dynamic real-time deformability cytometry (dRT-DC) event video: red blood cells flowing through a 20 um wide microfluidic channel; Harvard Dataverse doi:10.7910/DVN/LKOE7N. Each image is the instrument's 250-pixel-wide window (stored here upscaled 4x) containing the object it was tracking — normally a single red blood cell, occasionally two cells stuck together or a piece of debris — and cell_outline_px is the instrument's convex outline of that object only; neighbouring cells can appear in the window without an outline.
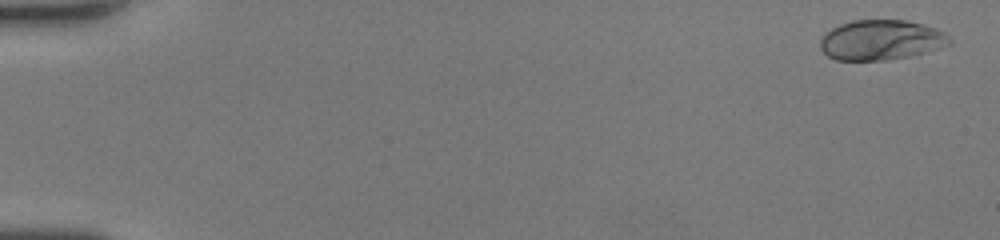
{"species": "human", "species_latin": "Homo sapiens", "temperature_condition": "room temperature", "stored_images_in_passage": 51, "camera_frame_rate_fps": 3000, "um_per_image_px": 0.085, "donor": {"sex": "female"}, "frame": {"image": 1, "passage_image": 2, "time_ms": 0.333, "image_size_px": [1000, 240], "cell_outline_px": [[952, 44], [924, 52], [908, 56], [888, 60], [836, 60], [828, 56], [820, 48], [820, 40], [824, 32], [840, 24], [852, 20], [904, 20], [936, 28], [944, 32], [952, 40]], "centroid_in_image_um": [74.87, 3.4], "position_along_channel_um": 10.1, "area_um2": 30.17}}
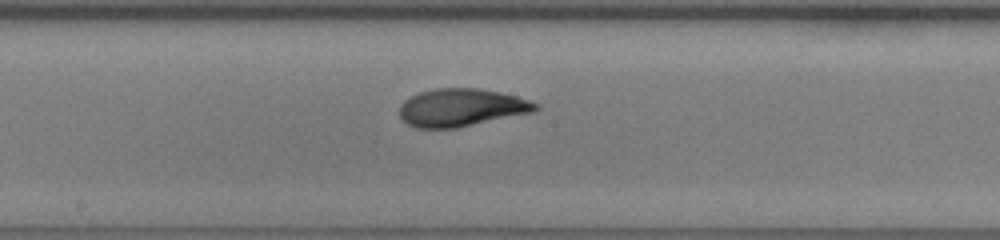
{"frame": {"image": 2, "passage_image": 29, "time_ms": 9.333, "image_size_px": [1000, 240], "cell_outline_px": [[540, 108], [536, 112], [456, 128], [416, 128], [408, 124], [400, 116], [400, 104], [404, 100], [420, 92], [436, 88], [480, 88], [500, 92], [516, 96], [540, 104]], "centroid_in_image_um": [39.26, 9.14], "position_along_channel_um": 208.9, "area_um2": 30.11}}
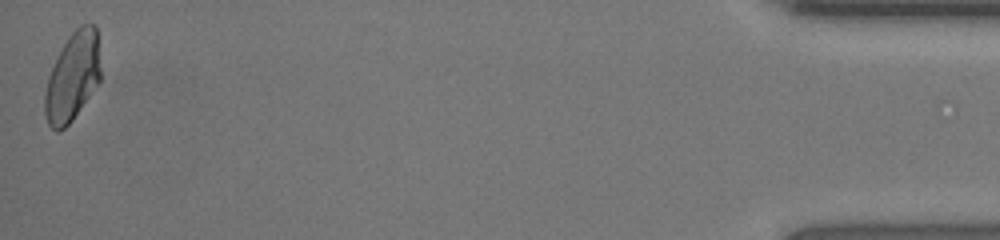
{"frame": {"image": 3, "passage_image": 51, "time_ms": 16.667, "image_size_px": [1000, 240], "cell_outline_px": [[100, 80], [72, 120], [64, 128], [56, 132], [48, 124], [44, 112], [44, 92], [48, 76], [68, 36], [80, 24], [96, 24], [100, 68]], "centroid_in_image_um": [6.15, 6.53], "position_along_channel_um": 429.0, "area_um2": 28.5}, "authors_computed_cell_mechanics": {"area_um2": 29.5358, "velocity_mm_per_s": 4.2044, "shape_relaxation_time_tau1_ms": 5.1276, "shape_relaxation_time_tau2_ms": 0.7496, "deformation_change_tau1": 0.1961, "deformation_change_tau2": 0.0513}}